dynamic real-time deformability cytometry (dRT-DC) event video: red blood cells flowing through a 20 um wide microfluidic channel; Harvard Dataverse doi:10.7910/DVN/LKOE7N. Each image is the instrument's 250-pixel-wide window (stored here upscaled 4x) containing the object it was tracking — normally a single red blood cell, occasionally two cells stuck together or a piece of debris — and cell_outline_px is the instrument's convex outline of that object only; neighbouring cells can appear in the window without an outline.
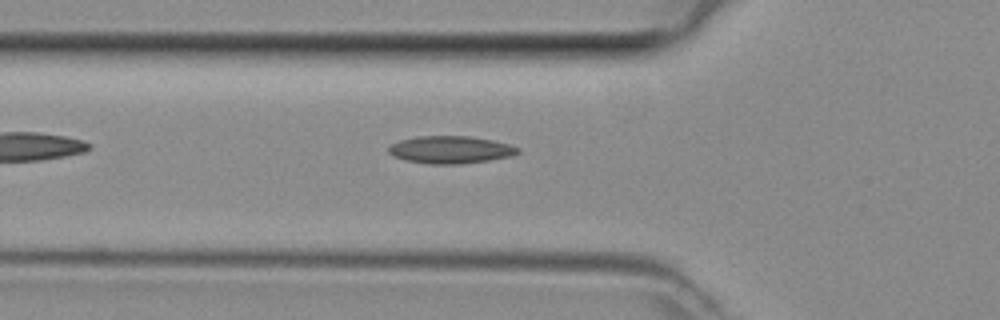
{"species": "common noctule bat (a hibernating species)", "species_latin": "Nyctalus noctula", "temperature_condition": "room temperature", "stored_images_in_passage": 37, "camera_frame_rate_fps": 3000, "um_per_image_px": 0.085, "animal": {"sex": "female", "body_mass_g": 29.2, "forearm_length_mm": 56.3}, "frame": {"image": 1, "passage_image": 6, "time_ms": 1.667, "image_size_px": [1000, 320], "cell_outline_px": [[520, 152], [512, 156], [488, 160], [460, 164], [428, 164], [404, 160], [392, 156], [388, 152], [388, 148], [392, 144], [400, 140], [416, 136], [468, 136], [492, 140], [508, 144], [520, 148]], "centroid_in_image_um": [38.27, 12.73], "position_along_channel_um": 87.5, "area_um2": 20.75}}
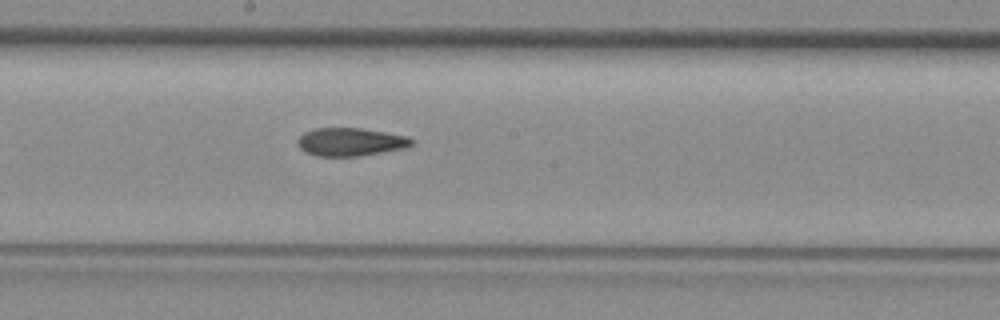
{"frame": {"image": 2, "passage_image": 15, "time_ms": 4.667, "image_size_px": [1000, 320], "cell_outline_px": [[416, 140], [408, 148], [360, 156], [316, 156], [304, 152], [296, 144], [300, 136], [304, 132], [316, 128], [360, 128], [408, 136]], "centroid_in_image_um": [29.81, 12.07], "position_along_channel_um": 218.4, "area_um2": 18.9}}
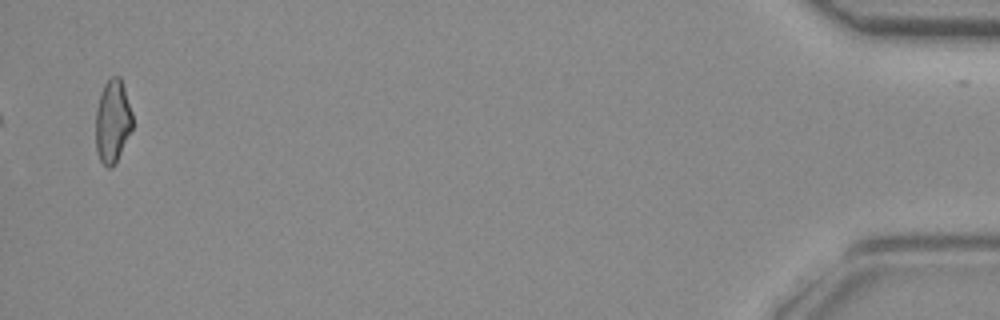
{"frame": {"image": 3, "passage_image": 36, "time_ms": 11.667, "image_size_px": [1000, 320], "cell_outline_px": [[132, 128], [116, 164], [112, 168], [108, 168], [100, 160], [96, 152], [96, 112], [100, 92], [104, 84], [112, 76], [120, 76], [132, 112]], "centroid_in_image_um": [9.56, 10.33], "position_along_channel_um": 425.6, "area_um2": 17.86}}